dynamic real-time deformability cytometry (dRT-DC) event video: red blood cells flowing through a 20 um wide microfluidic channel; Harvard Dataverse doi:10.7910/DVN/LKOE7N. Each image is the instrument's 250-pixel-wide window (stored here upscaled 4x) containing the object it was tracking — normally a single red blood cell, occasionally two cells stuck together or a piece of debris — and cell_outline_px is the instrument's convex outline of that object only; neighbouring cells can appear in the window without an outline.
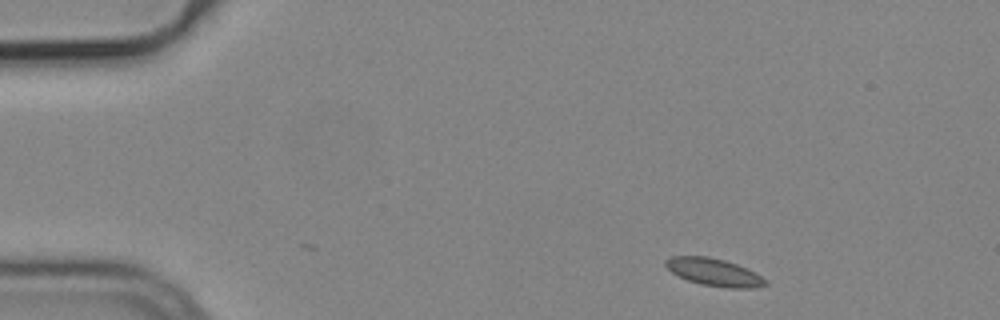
{"species": "common noctule bat (a hibernating species)", "species_latin": "Nyctalus noctula", "temperature_condition": "cold", "stored_images_in_passage": 48, "camera_frame_rate_fps": 3000, "um_per_image_px": 0.085, "animal": {"sex": "male", "body_mass_g": 19.2, "forearm_length_mm": 51.8}, "frame": {"image": 1, "passage_image": 1, "time_ms": 0.0, "image_size_px": [1000, 320], "cell_outline_px": [[768, 284], [756, 288], [732, 288], [700, 284], [688, 280], [672, 272], [664, 264], [664, 260], [672, 256], [708, 256], [724, 260], [748, 268], [756, 272], [768, 280]], "centroid_in_image_um": [60.74, 23.13], "position_along_channel_um": 24.3, "area_um2": 16.07}}
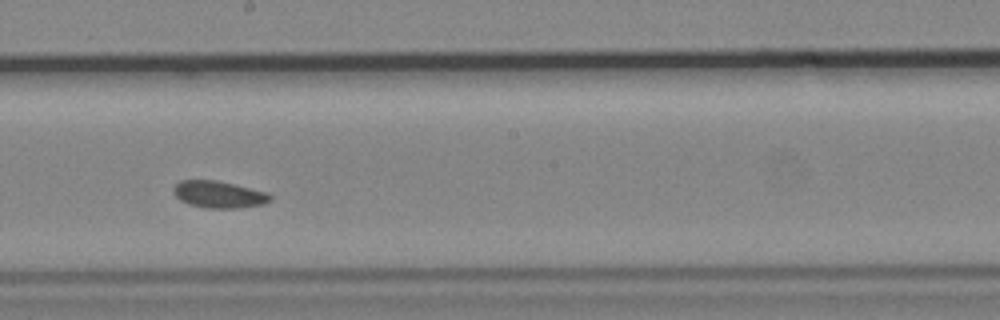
{"frame": {"image": 2, "passage_image": 24, "time_ms": 7.667, "image_size_px": [1000, 320], "cell_outline_px": [[272, 200], [264, 204], [240, 208], [208, 208], [188, 204], [180, 200], [176, 196], [172, 188], [180, 180], [216, 180], [268, 192], [272, 196]], "centroid_in_image_um": [18.62, 16.53], "position_along_channel_um": 229.6, "area_um2": 15.26}}
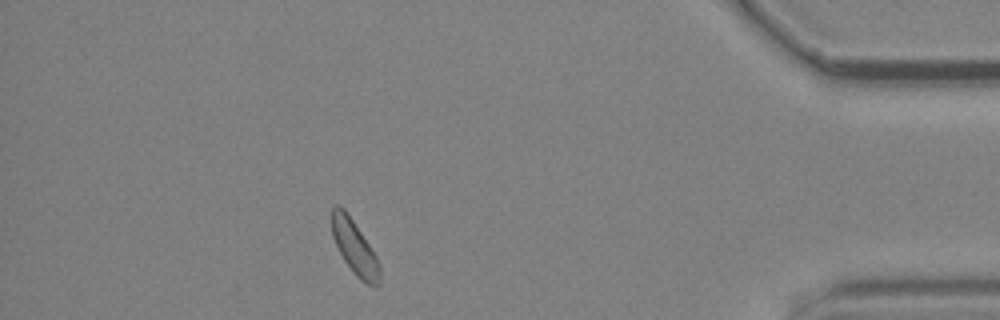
{"frame": {"image": 3, "passage_image": 42, "time_ms": 13.667, "image_size_px": [1000, 320], "cell_outline_px": [[380, 284], [376, 288], [360, 280], [356, 276], [344, 260], [332, 236], [332, 204], [340, 204], [344, 208], [376, 256], [380, 264]], "centroid_in_image_um": [30.14, 21.05], "position_along_channel_um": 405.1, "area_um2": 14.97}, "authors_computed_cell_mechanics": {"area_um2": 15.3748, "velocity_mm_per_s": 3.723, "shape_relaxation_time_tau1_ms": null, "shape_relaxation_time_tau2_ms": 4.5165, "deformation_change_tau1": null, "deformation_change_tau2": 0.0822}}